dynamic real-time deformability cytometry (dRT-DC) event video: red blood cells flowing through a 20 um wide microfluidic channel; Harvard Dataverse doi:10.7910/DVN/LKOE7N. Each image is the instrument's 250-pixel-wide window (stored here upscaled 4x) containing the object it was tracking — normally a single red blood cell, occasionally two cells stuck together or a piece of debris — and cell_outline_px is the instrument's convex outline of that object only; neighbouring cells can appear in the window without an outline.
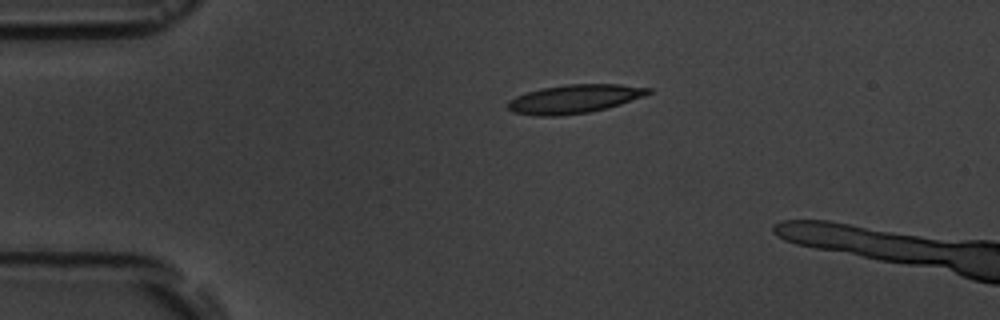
{"species": "common noctule bat (a hibernating species)", "species_latin": "Nyctalus noctula", "temperature_condition": "room temperature", "stored_images_in_passage": 2, "camera_frame_rate_fps": 3000, "um_per_image_px": 0.085, "animal": {"sex": "male", "body_mass_g": 19.5, "forearm_length_mm": 54.6}, "frame": {"image": 1, "passage_image": 1, "time_ms": 0.0, "image_size_px": [1000, 320], "cell_outline_px": [[652, 92], [644, 96], [620, 104], [588, 112], [560, 116], [536, 116], [512, 112], [508, 108], [508, 100], [516, 96], [540, 88], [568, 84], [620, 84], [652, 88]], "centroid_in_image_um": [48.81, 8.4], "position_along_channel_um": 36.2, "area_um2": 23.41}}